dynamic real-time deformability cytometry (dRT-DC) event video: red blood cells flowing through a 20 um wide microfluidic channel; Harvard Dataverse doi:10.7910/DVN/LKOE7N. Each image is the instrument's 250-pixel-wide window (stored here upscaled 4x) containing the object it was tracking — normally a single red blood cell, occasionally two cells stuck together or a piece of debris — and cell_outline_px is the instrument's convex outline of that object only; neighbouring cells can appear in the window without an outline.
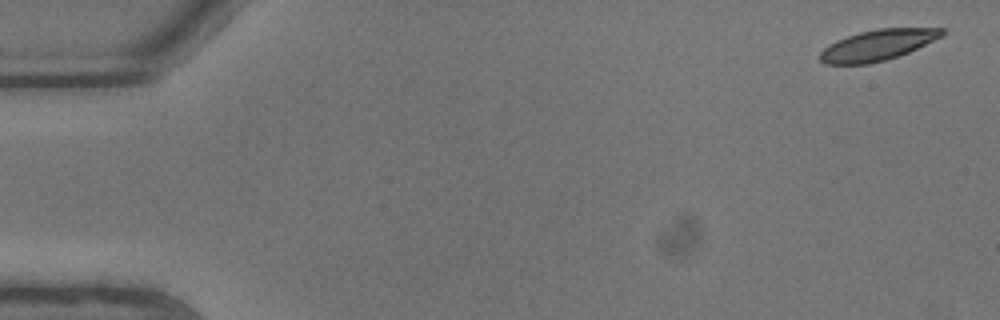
{"species": "common noctule bat (a hibernating species)", "species_latin": "Nyctalus noctula", "temperature_condition": "warm", "stored_images_in_passage": 5, "camera_frame_rate_fps": 3000, "um_per_image_px": 0.085, "animal": {"sex": "male", "body_mass_g": 13.3}, "frame": {"image": 1, "passage_image": 1, "time_ms": 0.0, "image_size_px": [1000, 320], "cell_outline_px": [[948, 32], [944, 36], [908, 52], [884, 60], [868, 64], [824, 64], [820, 60], [820, 52], [828, 44], [836, 40], [860, 32], [880, 28], [944, 28]], "centroid_in_image_um": [74.62, 3.82], "position_along_channel_um": 10.4, "area_um2": 21.85}}